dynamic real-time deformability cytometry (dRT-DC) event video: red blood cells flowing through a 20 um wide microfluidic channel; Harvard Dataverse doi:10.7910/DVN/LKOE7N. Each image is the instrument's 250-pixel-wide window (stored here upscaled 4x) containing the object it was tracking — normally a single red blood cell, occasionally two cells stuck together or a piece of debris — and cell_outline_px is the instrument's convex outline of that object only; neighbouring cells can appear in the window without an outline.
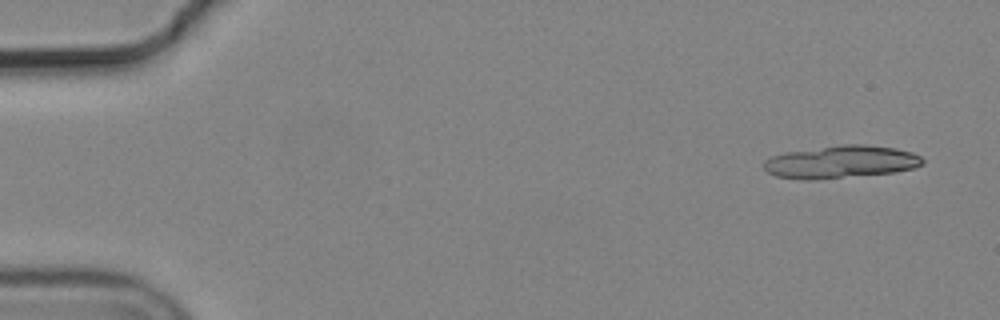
{"species": "common noctule bat (a hibernating species)", "species_latin": "Nyctalus noctula", "temperature_condition": "cold", "stored_images_in_passage": 6, "segment_of_instrument_passage": [2, 2], "camera_frame_rate_fps": 3000, "um_per_image_px": 0.085, "animal": {"sex": "male", "body_mass_g": 19.2, "forearm_length_mm": 51.8}, "frame": {"image": 1, "passage_image": 6, "time_ms": 1.667, "image_size_px": [1000, 320], "cell_outline_px": [[924, 164], [916, 168], [896, 172], [816, 180], [804, 180], [776, 176], [768, 172], [764, 168], [764, 160], [772, 156], [784, 152], [844, 144], [864, 144], [896, 148], [912, 152], [920, 156], [924, 160]], "centroid_in_image_um": [71.5, 13.76], "position_along_channel_um": 13.5, "area_um2": 30.46}}